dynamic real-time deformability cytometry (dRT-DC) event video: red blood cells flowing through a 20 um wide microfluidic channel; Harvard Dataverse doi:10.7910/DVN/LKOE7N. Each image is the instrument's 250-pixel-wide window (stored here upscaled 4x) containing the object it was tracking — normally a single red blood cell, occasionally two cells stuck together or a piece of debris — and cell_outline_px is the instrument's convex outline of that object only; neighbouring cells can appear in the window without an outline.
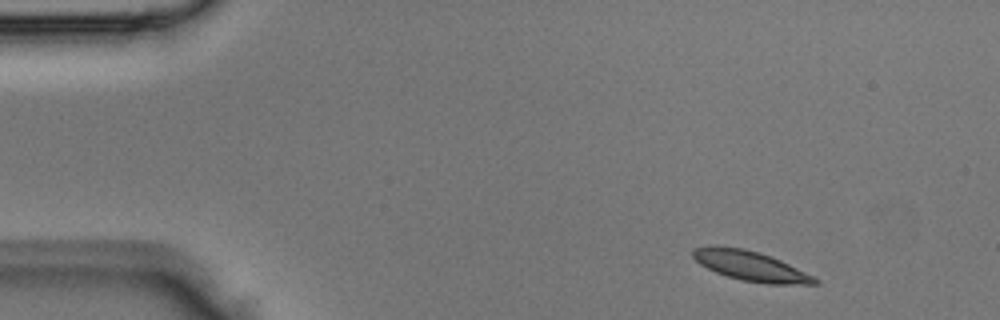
{"species": "Egyptian fruit bat (a non-hibernating species)", "species_latin": "Rousettus aegyptiacus", "temperature_condition": "room temperature", "stored_images_in_passage": 3, "camera_frame_rate_fps": 3000, "um_per_image_px": 0.085, "animal": {"sex": "male"}, "frame": {"image": 1, "passage_image": 1, "time_ms": 0.0, "image_size_px": [1000, 320], "cell_outline_px": [[820, 284], [768, 284], [740, 280], [716, 272], [700, 264], [692, 256], [692, 248], [744, 248], [760, 252], [780, 260], [820, 280]], "centroid_in_image_um": [63.85, 22.64], "position_along_channel_um": 21.1, "area_um2": 20.52}}